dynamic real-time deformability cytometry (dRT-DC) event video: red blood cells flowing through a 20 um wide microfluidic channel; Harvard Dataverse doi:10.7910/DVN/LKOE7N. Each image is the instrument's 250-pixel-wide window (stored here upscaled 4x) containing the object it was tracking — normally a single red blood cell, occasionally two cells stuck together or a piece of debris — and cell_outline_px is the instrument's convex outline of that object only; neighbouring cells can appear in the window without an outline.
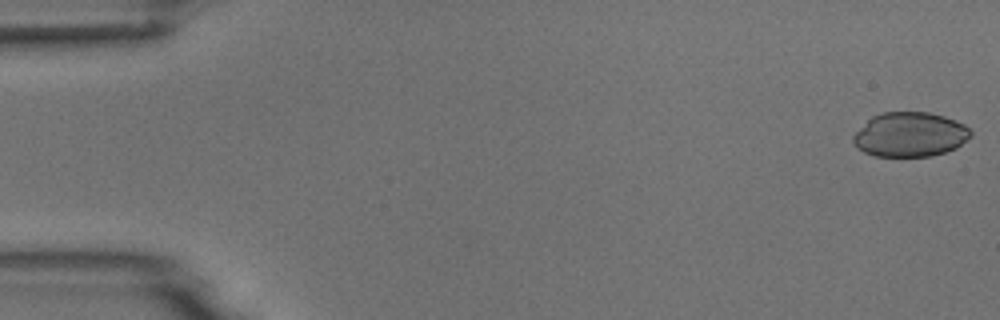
{"species": "common noctule bat (a hibernating species)", "species_latin": "Nyctalus noctula", "temperature_condition": "room temperature", "stored_images_in_passage": 5, "camera_frame_rate_fps": 3000, "um_per_image_px": 0.085, "animal": {"sex": "male", "body_mass_g": 18.8}, "frame": {"image": 1, "passage_image": 1, "time_ms": 0.0, "image_size_px": [1000, 320], "cell_outline_px": [[972, 136], [956, 148], [932, 156], [876, 156], [864, 152], [856, 148], [852, 140], [852, 136], [872, 116], [884, 112], [928, 112], [944, 116], [956, 120], [964, 124], [972, 132]], "centroid_in_image_um": [77.36, 11.43], "position_along_channel_um": 7.6, "area_um2": 30.52}}